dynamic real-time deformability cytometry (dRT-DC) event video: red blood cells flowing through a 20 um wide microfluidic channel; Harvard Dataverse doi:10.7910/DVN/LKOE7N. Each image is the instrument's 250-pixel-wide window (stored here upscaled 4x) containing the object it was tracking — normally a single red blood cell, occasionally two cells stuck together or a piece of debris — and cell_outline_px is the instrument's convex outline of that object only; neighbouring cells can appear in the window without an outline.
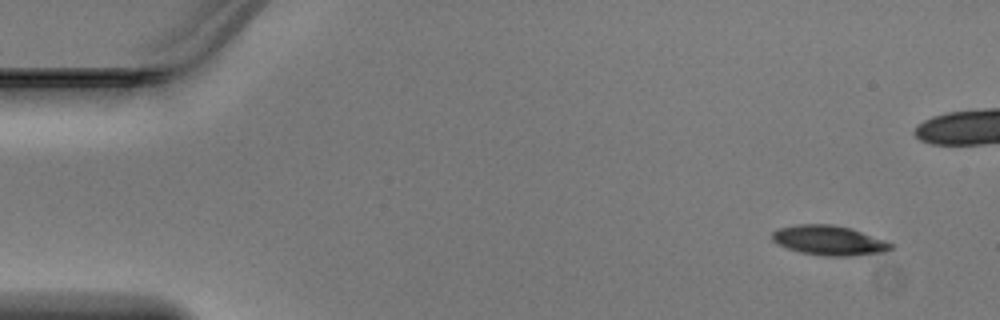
{"species": "Egyptian fruit bat (a non-hibernating species)", "species_latin": "Rousettus aegyptiacus", "temperature_condition": "warm", "stored_images_in_passage": 46, "camera_frame_rate_fps": 3000, "um_per_image_px": 0.085, "animal": {"sex": "male"}, "frame": {"image": 1, "passage_image": 1, "time_ms": 0.0, "image_size_px": [1000, 320], "cell_outline_px": [[892, 248], [884, 252], [852, 256], [824, 256], [800, 252], [776, 244], [772, 240], [772, 232], [780, 228], [796, 224], [832, 224], [848, 228], [884, 240], [892, 244]], "centroid_in_image_um": [70.42, 20.44], "position_along_channel_um": 14.6, "area_um2": 20.35}}
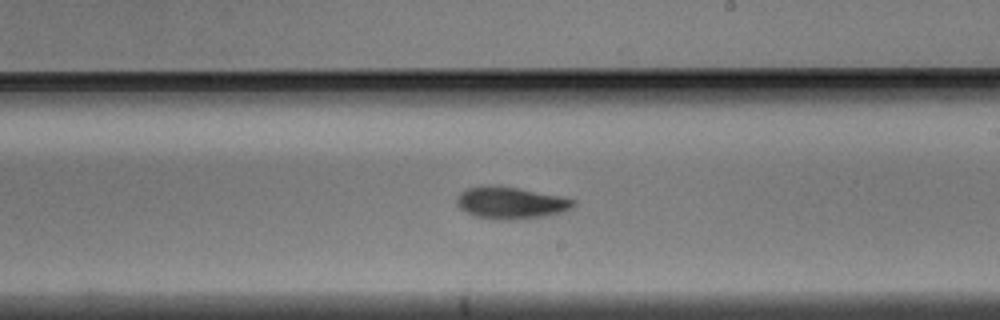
{"frame": {"image": 2, "passage_image": 25, "time_ms": 8.0, "image_size_px": [1000, 320], "cell_outline_px": [[576, 204], [572, 208], [560, 212], [544, 216], [512, 220], [508, 220], [476, 216], [460, 208], [456, 204], [456, 196], [460, 192], [468, 188], [480, 184], [496, 184], [560, 196], [576, 200]], "centroid_in_image_um": [43.38, 17.21], "position_along_channel_um": 245.6, "area_um2": 21.79}}
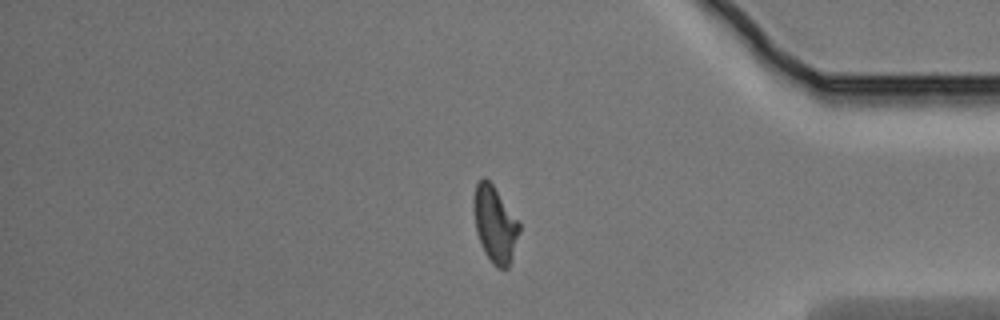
{"frame": {"image": 3, "passage_image": 37, "time_ms": 12.0, "image_size_px": [1000, 320], "cell_outline_px": [[520, 232], [508, 268], [496, 268], [492, 264], [484, 252], [476, 232], [472, 208], [472, 200], [476, 184], [484, 176], [492, 184], [520, 224]], "centroid_in_image_um": [42.03, 19.07], "position_along_channel_um": 393.2, "area_um2": 20.23}}